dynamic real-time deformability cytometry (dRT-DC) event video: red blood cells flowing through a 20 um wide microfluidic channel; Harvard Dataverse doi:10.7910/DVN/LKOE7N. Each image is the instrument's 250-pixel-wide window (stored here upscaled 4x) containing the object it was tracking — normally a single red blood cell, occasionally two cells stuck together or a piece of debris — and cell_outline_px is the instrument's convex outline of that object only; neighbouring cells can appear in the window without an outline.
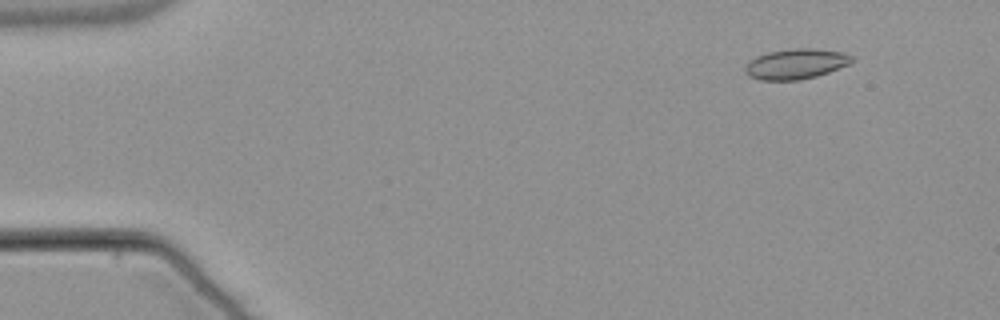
{"species": "common noctule bat (a hibernating species)", "species_latin": "Nyctalus noctula", "temperature_condition": "warm", "stored_images_in_passage": 54, "camera_frame_rate_fps": 3000, "um_per_image_px": 0.085, "animal": {"sex": "male", "body_mass_g": 21.5, "forearm_length_mm": 52.0}, "frame": {"image": 1, "passage_image": 6, "time_ms": 1.667, "image_size_px": [1000, 320], "cell_outline_px": [[852, 60], [848, 64], [828, 72], [816, 76], [800, 80], [760, 80], [748, 76], [744, 72], [744, 68], [756, 56], [768, 52], [796, 48], [812, 48], [844, 52], [852, 56]], "centroid_in_image_um": [67.63, 5.43], "position_along_channel_um": 17.4, "area_um2": 18.67}}
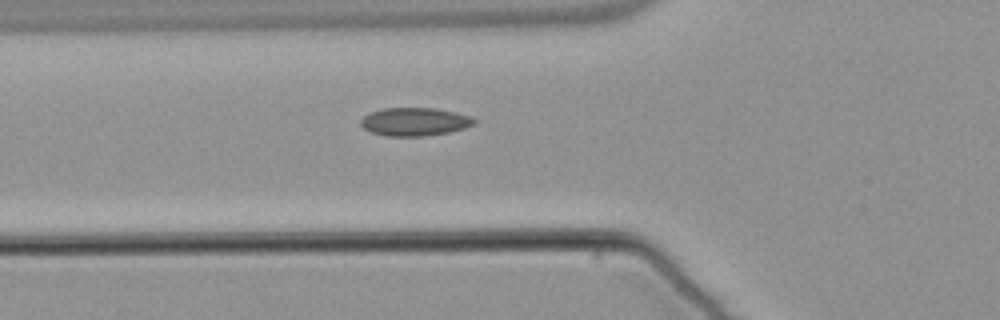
{"frame": {"image": 2, "passage_image": 20, "time_ms": 6.333, "image_size_px": [1000, 320], "cell_outline_px": [[476, 124], [464, 128], [448, 132], [424, 136], [384, 136], [372, 132], [364, 128], [360, 124], [360, 120], [368, 112], [384, 108], [436, 108], [468, 116], [476, 120]], "centroid_in_image_um": [35.2, 10.35], "position_along_channel_um": 90.6, "area_um2": 18.55}}
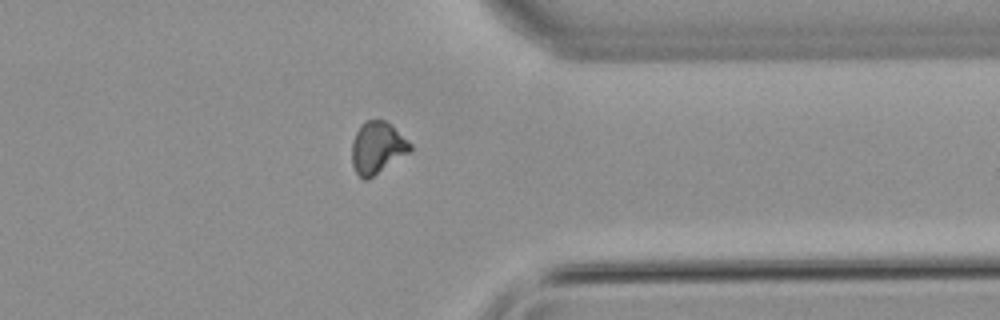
{"frame": {"image": 3, "passage_image": 43, "time_ms": 14.0, "image_size_px": [1000, 320], "cell_outline_px": [[412, 148], [408, 152], [368, 180], [364, 180], [356, 172], [352, 164], [352, 140], [360, 124], [364, 120], [384, 120], [392, 124], [412, 144]], "centroid_in_image_um": [32.05, 12.53], "position_along_channel_um": 379.3, "area_um2": 17.63}, "authors_computed_cell_mechanics": {"area_um2": 17.7446, "velocity_mm_per_s": 3.846, "shape_relaxation_time_tau1_ms": null, "shape_relaxation_time_tau2_ms": 3.3836, "deformation_change_tau1": null, "deformation_change_tau2": 0.0827}}